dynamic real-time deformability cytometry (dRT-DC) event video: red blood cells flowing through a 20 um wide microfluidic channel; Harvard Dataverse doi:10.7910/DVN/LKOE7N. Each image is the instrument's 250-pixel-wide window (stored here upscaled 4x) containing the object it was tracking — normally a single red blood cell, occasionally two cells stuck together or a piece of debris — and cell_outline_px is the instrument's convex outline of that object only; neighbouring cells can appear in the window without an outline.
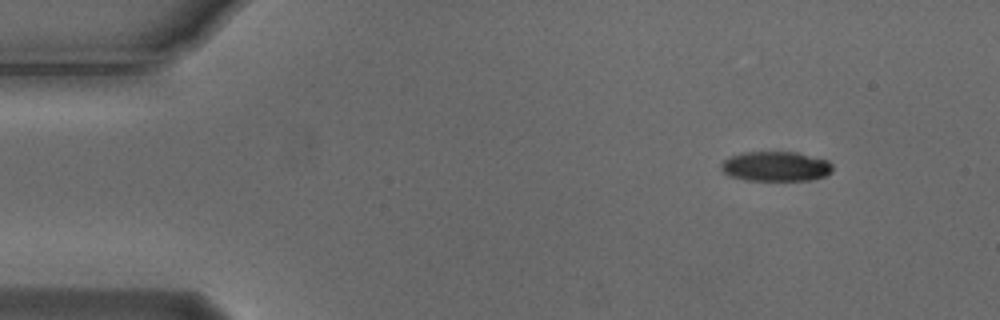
{"species": "Egyptian fruit bat (a non-hibernating species)", "species_latin": "Rousettus aegyptiacus", "temperature_condition": "cold", "stored_images_in_passage": 5, "segment_of_instrument_passage": [1, 2], "camera_frame_rate_fps": 3000, "um_per_image_px": 0.085, "animal": {"sex": "male"}, "frame": {"image": 1, "passage_image": 1, "time_ms": 0.0, "image_size_px": [1000, 320], "cell_outline_px": [[832, 172], [824, 176], [812, 180], [744, 180], [728, 176], [720, 168], [720, 164], [724, 160], [732, 156], [744, 152], [796, 152], [828, 160], [832, 164]], "centroid_in_image_um": [65.93, 14.15], "position_along_channel_um": 19.1, "area_um2": 19.42}}
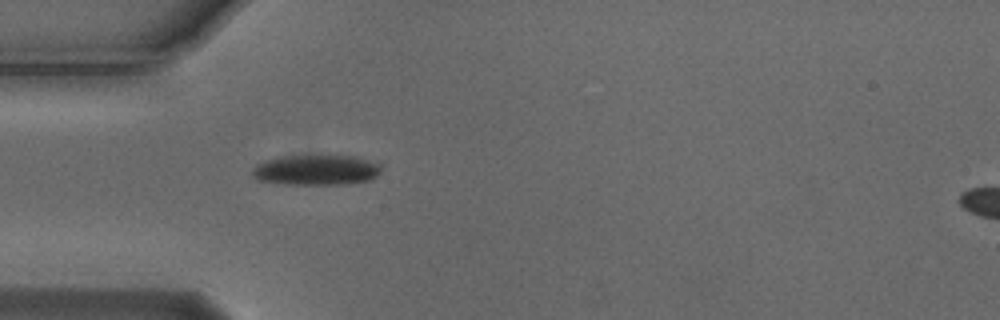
{"frame": {"image": 2, "passage_image": 4, "time_ms": 1.0, "image_size_px": [1000, 320], "cell_outline_px": [[384, 164], [380, 172], [376, 176], [368, 180], [348, 184], [284, 184], [256, 180], [252, 176], [252, 168], [256, 164], [268, 160], [284, 156], [356, 156]], "centroid_in_image_um": [26.91, 14.45], "position_along_channel_um": 58.1, "area_um2": 22.89}}